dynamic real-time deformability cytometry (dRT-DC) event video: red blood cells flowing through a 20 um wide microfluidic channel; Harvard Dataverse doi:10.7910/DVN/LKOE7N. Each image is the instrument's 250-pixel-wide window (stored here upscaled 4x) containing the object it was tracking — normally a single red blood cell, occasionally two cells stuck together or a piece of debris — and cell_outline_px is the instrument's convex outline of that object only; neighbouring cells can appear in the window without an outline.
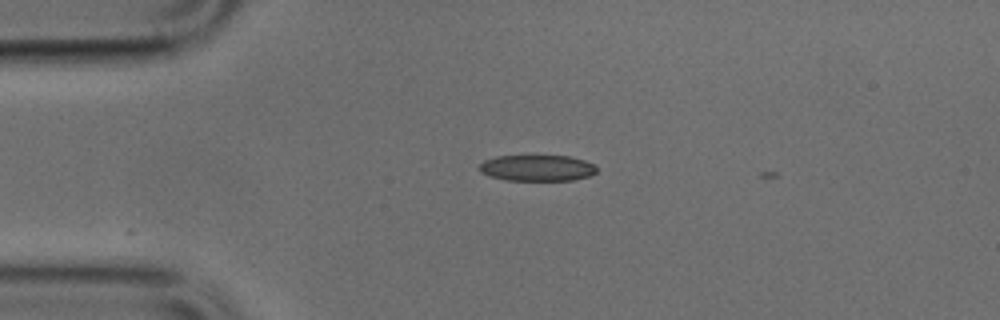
{"species": "common noctule bat (a hibernating species)", "species_latin": "Nyctalus noctula", "temperature_condition": "cold", "stored_images_in_passage": 5, "camera_frame_rate_fps": 3000, "um_per_image_px": 0.085, "animal": {"sex": "male", "body_mass_g": 17.9, "forearm_length_mm": 54.2}, "frame": {"image": 1, "passage_image": 3, "time_ms": 0.667, "image_size_px": [1000, 320], "cell_outline_px": [[596, 172], [588, 176], [572, 180], [508, 180], [488, 176], [480, 172], [480, 164], [484, 160], [496, 156], [568, 156], [584, 160], [596, 164]], "centroid_in_image_um": [45.65, 14.27], "position_along_channel_um": 39.3, "area_um2": 17.8}}